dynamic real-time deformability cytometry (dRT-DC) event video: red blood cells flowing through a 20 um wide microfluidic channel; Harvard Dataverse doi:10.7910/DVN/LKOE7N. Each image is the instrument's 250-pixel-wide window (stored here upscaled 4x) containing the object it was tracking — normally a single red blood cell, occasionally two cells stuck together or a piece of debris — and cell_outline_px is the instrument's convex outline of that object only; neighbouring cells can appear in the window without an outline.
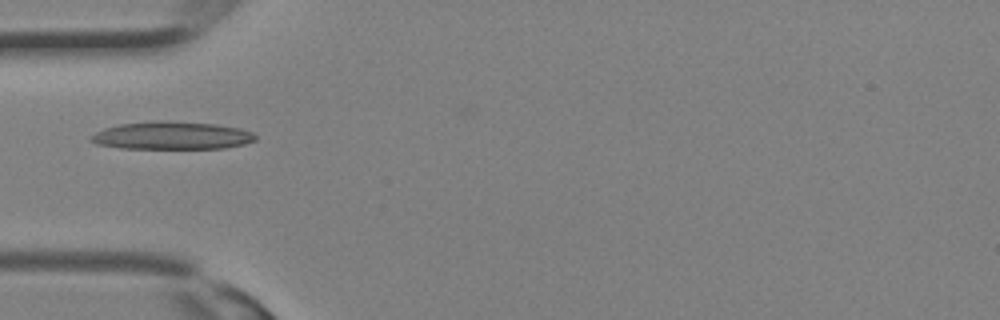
{"species": "Egyptian fruit bat (a non-hibernating species)", "species_latin": "Rousettus aegyptiacus", "temperature_condition": "room temperature", "stored_images_in_passage": 10, "camera_frame_rate_fps": 3000, "um_per_image_px": 0.085, "animal": {"sex": "female"}, "frame": {"image": 1, "passage_image": 1, "time_ms": 0.0, "image_size_px": [1000, 320], "cell_outline_px": [[256, 140], [244, 144], [224, 148], [120, 148], [96, 144], [88, 140], [88, 136], [104, 128], [120, 124], [152, 120], [164, 120], [216, 124], [240, 128], [252, 132], [256, 136]], "centroid_in_image_um": [14.56, 11.51], "position_along_channel_um": 70.4, "area_um2": 26.88}}
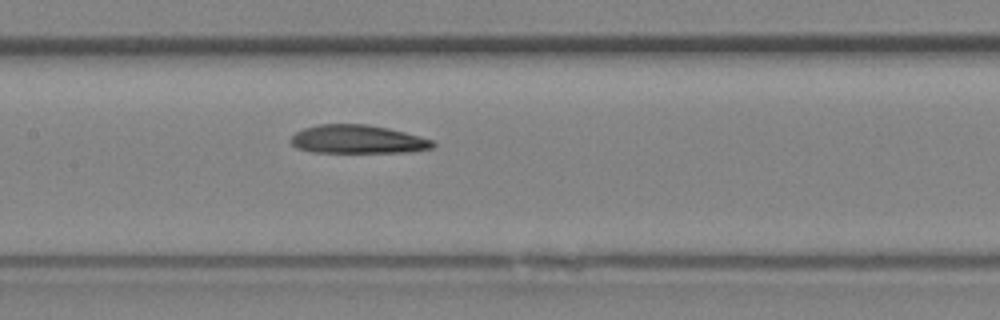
{"frame": {"image": 2, "passage_image": 6, "time_ms": 1.667, "image_size_px": [1000, 320], "cell_outline_px": [[436, 144], [432, 148], [412, 152], [312, 152], [296, 148], [288, 140], [296, 132], [304, 128], [316, 124], [368, 124], [388, 128], [420, 136], [432, 140]], "centroid_in_image_um": [30.38, 11.84], "position_along_channel_um": 177.0, "area_um2": 23.7}}
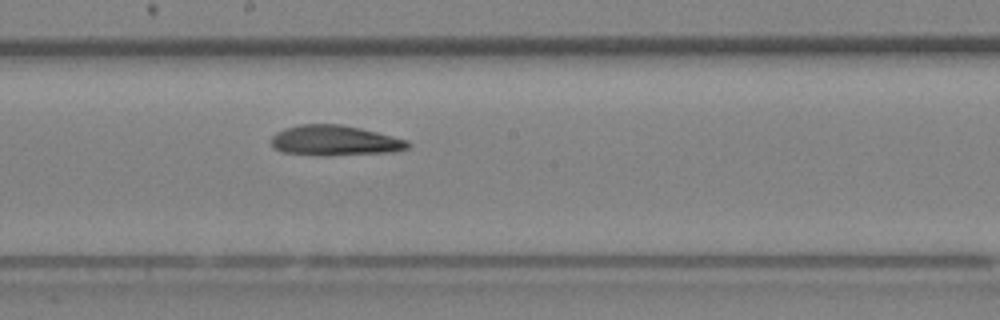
{"frame": {"image": 3, "passage_image": 8, "time_ms": 2.333, "image_size_px": [1000, 320], "cell_outline_px": [[412, 144], [408, 148], [396, 152], [324, 156], [320, 156], [284, 152], [276, 148], [272, 144], [272, 136], [276, 132], [284, 128], [300, 124], [340, 124], [360, 128], [408, 140]], "centroid_in_image_um": [28.49, 11.95], "position_along_channel_um": 219.7, "area_um2": 24.22}}